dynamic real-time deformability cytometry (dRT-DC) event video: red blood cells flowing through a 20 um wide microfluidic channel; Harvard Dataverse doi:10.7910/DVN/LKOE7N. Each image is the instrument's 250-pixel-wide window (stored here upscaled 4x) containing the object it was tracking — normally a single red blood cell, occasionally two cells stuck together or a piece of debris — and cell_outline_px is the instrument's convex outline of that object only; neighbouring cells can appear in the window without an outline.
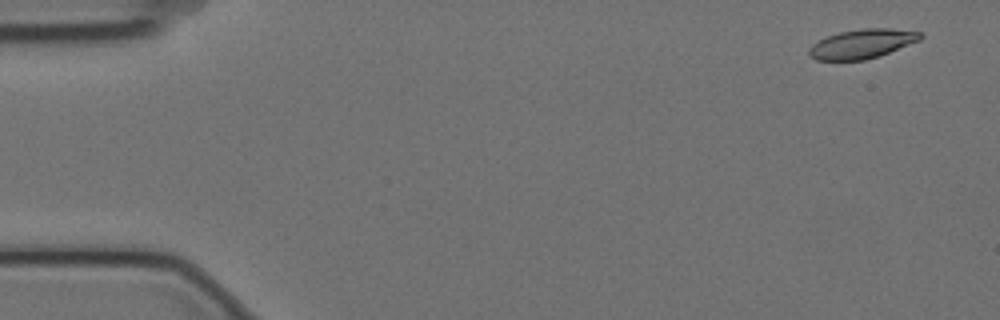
{"species": "Egyptian fruit bat (a non-hibernating species)", "species_latin": "Rousettus aegyptiacus", "temperature_condition": "cold", "stored_images_in_passage": 4, "camera_frame_rate_fps": 3000, "um_per_image_px": 0.085, "animal": {"sex": "female"}, "frame": {"image": 1, "passage_image": 1, "time_ms": 0.0, "image_size_px": [1000, 320], "cell_outline_px": [[924, 36], [920, 40], [880, 56], [864, 60], [816, 60], [808, 52], [808, 48], [812, 44], [828, 36], [840, 32], [864, 28], [888, 28], [924, 32]], "centroid_in_image_um": [73.32, 3.72], "position_along_channel_um": 11.7, "area_um2": 18.96}}
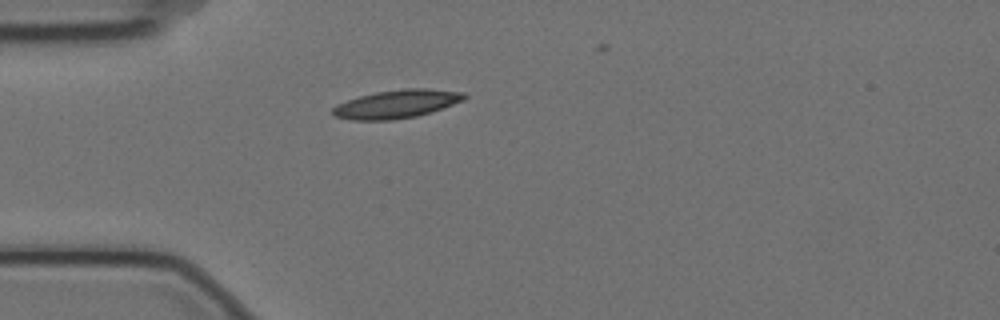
{"frame": {"image": 2, "passage_image": 4, "time_ms": 1.0, "image_size_px": [1000, 320], "cell_outline_px": [[468, 96], [464, 100], [432, 112], [416, 116], [392, 120], [352, 120], [332, 116], [332, 108], [336, 104], [360, 96], [376, 92], [404, 88], [428, 88], [464, 92]], "centroid_in_image_um": [33.72, 8.84], "position_along_channel_um": 51.3, "area_um2": 21.85}}